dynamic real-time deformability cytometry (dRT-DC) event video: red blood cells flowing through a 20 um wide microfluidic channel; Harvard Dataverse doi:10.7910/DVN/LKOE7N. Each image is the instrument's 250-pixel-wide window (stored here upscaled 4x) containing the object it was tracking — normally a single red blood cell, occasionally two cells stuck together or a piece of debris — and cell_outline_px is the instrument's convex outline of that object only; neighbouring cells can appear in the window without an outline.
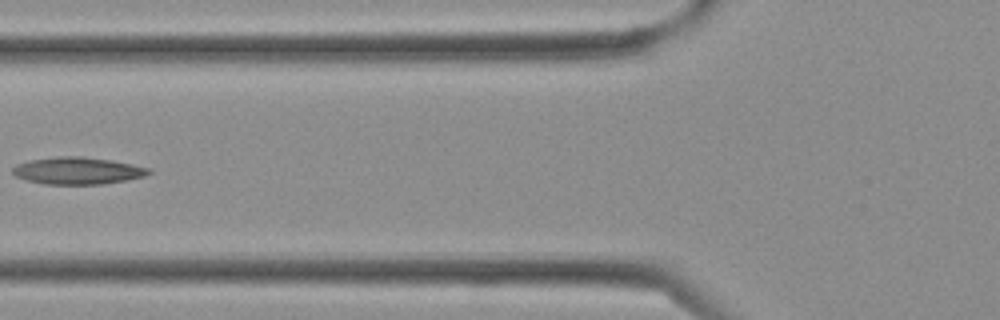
{"species": "Egyptian fruit bat (a non-hibernating species)", "species_latin": "Rousettus aegyptiacus", "temperature_condition": "cold", "stored_images_in_passage": 3, "camera_frame_rate_fps": 3000, "um_per_image_px": 0.085, "frame": {"image": 1, "passage_image": 3, "time_ms": 0.667, "image_size_px": [1000, 320], "cell_outline_px": [[152, 172], [144, 176], [128, 180], [104, 184], [44, 184], [28, 180], [16, 176], [12, 172], [12, 168], [16, 164], [28, 160], [56, 156], [80, 156], [112, 160], [152, 168]], "centroid_in_image_um": [6.62, 14.5], "position_along_channel_um": 119.2, "area_um2": 21.68}}